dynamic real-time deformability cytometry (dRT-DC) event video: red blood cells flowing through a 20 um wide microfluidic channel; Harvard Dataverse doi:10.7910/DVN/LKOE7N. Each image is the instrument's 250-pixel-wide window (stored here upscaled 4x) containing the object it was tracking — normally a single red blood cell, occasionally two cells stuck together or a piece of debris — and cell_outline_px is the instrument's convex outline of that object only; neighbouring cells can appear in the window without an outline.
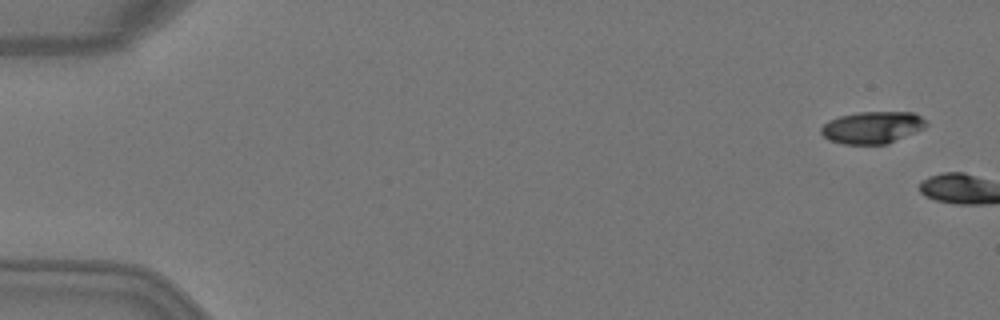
{"species": "Egyptian fruit bat (a non-hibernating species)", "species_latin": "Rousettus aegyptiacus", "temperature_condition": "warm", "stored_images_in_passage": 4, "camera_frame_rate_fps": 3000, "um_per_image_px": 0.085, "animal": {"sex": "female"}, "frame": {"image": 1, "passage_image": 1, "time_ms": 0.0, "image_size_px": [1000, 320], "cell_outline_px": [[928, 124], [924, 128], [916, 132], [888, 144], [844, 144], [828, 140], [820, 132], [820, 128], [828, 120], [840, 116], [856, 112], [912, 112], [920, 116]], "centroid_in_image_um": [74.13, 10.84], "position_along_channel_um": 10.9, "area_um2": 19.71}}